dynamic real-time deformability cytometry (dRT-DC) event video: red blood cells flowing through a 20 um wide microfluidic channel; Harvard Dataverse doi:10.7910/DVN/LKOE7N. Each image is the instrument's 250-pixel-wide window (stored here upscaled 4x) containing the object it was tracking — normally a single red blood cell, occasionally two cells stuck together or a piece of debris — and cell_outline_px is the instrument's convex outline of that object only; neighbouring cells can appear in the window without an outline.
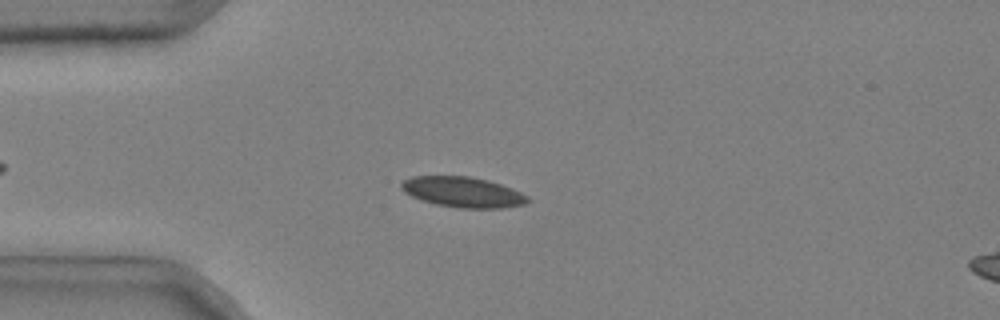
{"species": "common noctule bat (a hibernating species)", "species_latin": "Nyctalus noctula", "temperature_condition": "cold", "stored_images_in_passage": 49, "camera_frame_rate_fps": 3000, "um_per_image_px": 0.085, "animal": {"sex": "male", "body_mass_g": 20.4}, "frame": {"image": 1, "passage_image": 11, "time_ms": 3.333, "image_size_px": [1000, 320], "cell_outline_px": [[532, 200], [524, 204], [500, 208], [460, 208], [436, 204], [420, 200], [404, 192], [400, 188], [400, 184], [404, 180], [412, 176], [468, 176], [488, 180], [512, 188], [528, 196]], "centroid_in_image_um": [39.33, 16.32], "position_along_channel_um": 45.7, "area_um2": 22.43}}
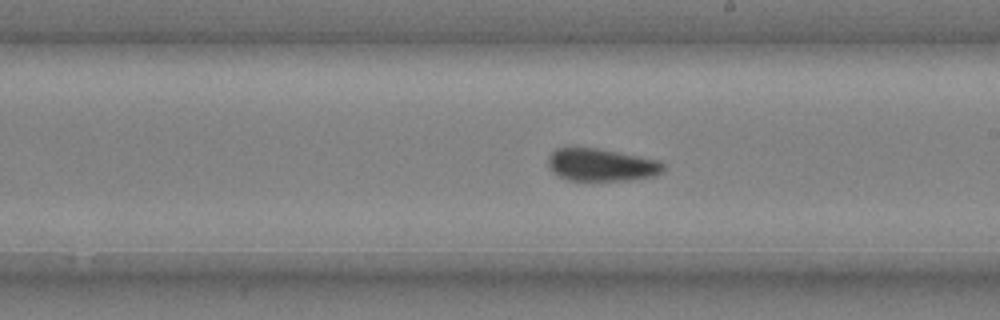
{"frame": {"image": 2, "passage_image": 28, "time_ms": 9.0, "image_size_px": [1000, 320], "cell_outline_px": [[664, 172], [656, 176], [632, 180], [568, 180], [552, 172], [548, 164], [548, 156], [556, 148], [596, 148], [660, 160], [664, 164]], "centroid_in_image_um": [51.15, 14.02], "position_along_channel_um": 237.8, "area_um2": 21.91}}
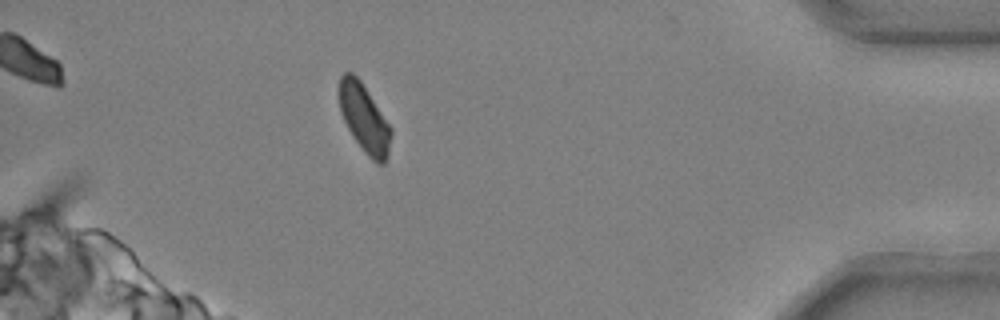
{"frame": {"image": 3, "passage_image": 45, "time_ms": 14.667, "image_size_px": [1000, 320], "cell_outline_px": [[392, 132], [388, 156], [384, 164], [376, 164], [364, 152], [352, 136], [340, 112], [336, 92], [340, 76], [344, 72], [352, 72], [360, 80], [392, 128]], "centroid_in_image_um": [30.93, 10.04], "position_along_channel_um": 404.3, "area_um2": 20.98}, "authors_computed_cell_mechanics": {"area_um2": 22.1374, "velocity_mm_per_s": 3.6791, "shape_relaxation_time_tau1_ms": 9.2211, "shape_relaxation_time_tau2_ms": 1.3031, "deformation_change_tau1": 0.1309, "deformation_change_tau2": 0.0606}}